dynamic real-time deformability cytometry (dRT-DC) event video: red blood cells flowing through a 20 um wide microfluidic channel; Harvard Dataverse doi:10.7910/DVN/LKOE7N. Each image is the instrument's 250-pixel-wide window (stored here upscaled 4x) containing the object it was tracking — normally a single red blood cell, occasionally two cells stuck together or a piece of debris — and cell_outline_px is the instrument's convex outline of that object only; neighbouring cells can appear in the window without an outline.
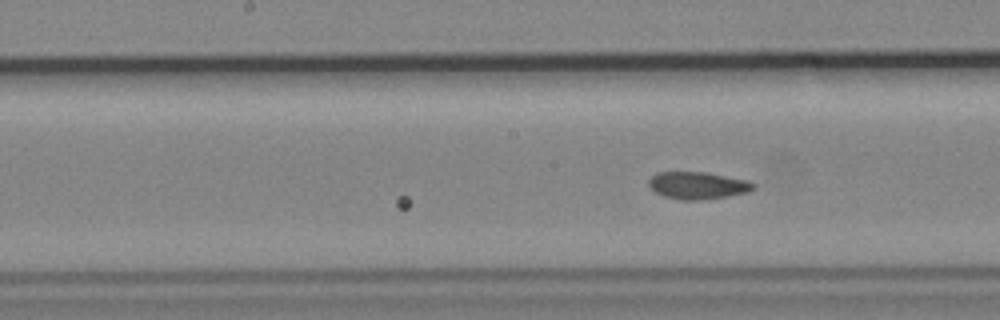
{"species": "common noctule bat (a hibernating species)", "species_latin": "Nyctalus noctula", "temperature_condition": "cold", "stored_images_in_passage": 16, "camera_frame_rate_fps": 3000, "um_per_image_px": 0.085, "animal": {"sex": "male", "body_mass_g": 19.2, "forearm_length_mm": 51.8}, "frame": {"image": 1, "passage_image": 16, "time_ms": 5.0, "image_size_px": [1000, 320], "cell_outline_px": [[756, 188], [748, 192], [728, 196], [700, 200], [680, 200], [664, 196], [656, 192], [648, 184], [648, 180], [656, 172], [704, 172], [748, 180], [756, 184]], "centroid_in_image_um": [59.32, 15.76], "position_along_channel_um": 188.9, "area_um2": 16.65}}